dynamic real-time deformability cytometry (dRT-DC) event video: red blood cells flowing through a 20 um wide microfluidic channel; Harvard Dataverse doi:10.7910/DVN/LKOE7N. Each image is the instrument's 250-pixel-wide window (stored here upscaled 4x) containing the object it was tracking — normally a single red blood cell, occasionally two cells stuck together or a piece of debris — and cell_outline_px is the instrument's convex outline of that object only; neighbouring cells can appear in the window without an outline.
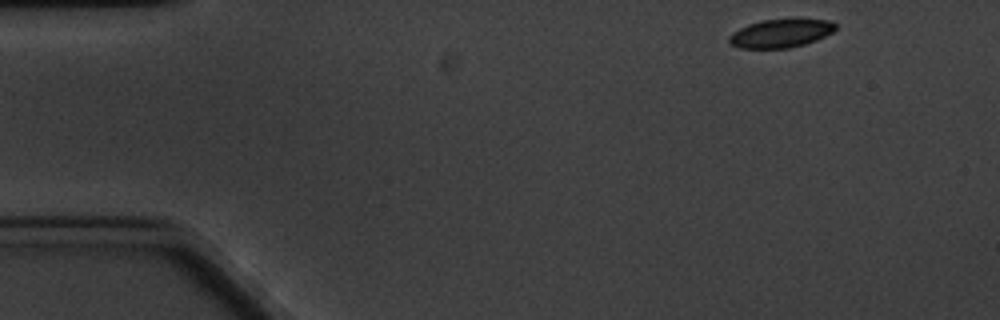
{"species": "common noctule bat (a hibernating species)", "species_latin": "Nyctalus noctula", "temperature_condition": "cold", "stored_images_in_passage": 10, "camera_frame_rate_fps": 3000, "um_per_image_px": 0.085, "animal": {"sex": "male", "body_mass_g": 20.1, "forearm_length_mm": 53.5}, "frame": {"image": 1, "passage_image": 1, "time_ms": 0.0, "image_size_px": [1000, 320], "cell_outline_px": [[836, 28], [832, 32], [816, 40], [804, 44], [788, 48], [740, 48], [732, 44], [728, 40], [728, 36], [732, 32], [748, 24], [764, 20], [832, 20], [836, 24]], "centroid_in_image_um": [66.34, 2.84], "position_along_channel_um": 18.7, "area_um2": 17.28}}
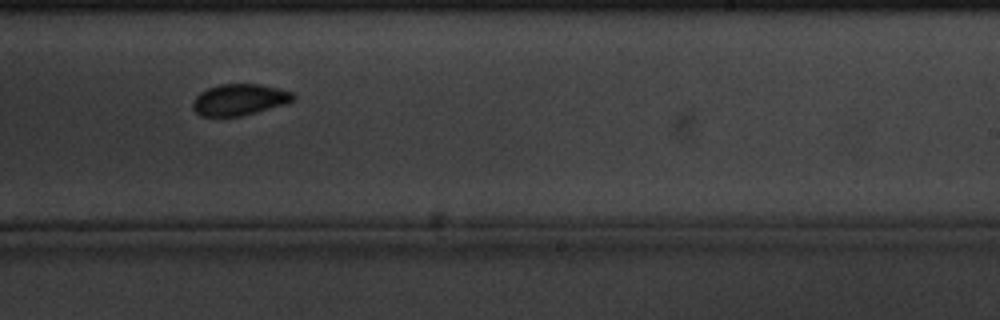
{"frame": {"image": 2, "passage_image": 9, "time_ms": 10.333, "image_size_px": [1000, 320], "cell_outline_px": [[296, 96], [288, 104], [240, 116], [200, 116], [192, 108], [192, 100], [200, 92], [208, 88], [220, 84], [260, 84], [292, 92]], "centroid_in_image_um": [20.34, 8.47], "position_along_channel_um": 268.7, "area_um2": 18.38}}